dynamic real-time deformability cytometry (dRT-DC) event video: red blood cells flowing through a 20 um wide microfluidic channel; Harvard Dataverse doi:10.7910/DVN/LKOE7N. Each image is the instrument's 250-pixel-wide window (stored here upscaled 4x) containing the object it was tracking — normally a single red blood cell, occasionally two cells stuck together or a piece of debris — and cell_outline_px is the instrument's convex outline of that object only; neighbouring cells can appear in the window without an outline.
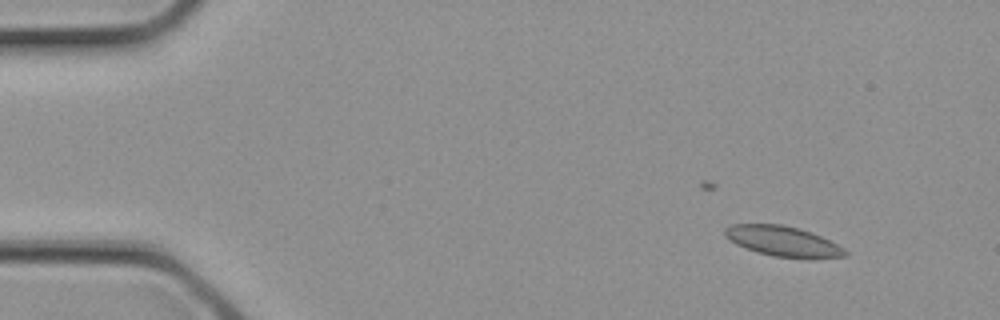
{"species": "common noctule bat (a hibernating species)", "species_latin": "Nyctalus noctula", "temperature_condition": "cold", "stored_images_in_passage": 2, "camera_frame_rate_fps": 3000, "um_per_image_px": 0.085, "animal": {"sex": "female", "body_mass_g": 21.9}, "frame": {"image": 1, "passage_image": 2, "time_ms": 0.333, "image_size_px": [1000, 320], "cell_outline_px": [[848, 256], [812, 260], [808, 260], [776, 256], [756, 252], [736, 244], [724, 236], [724, 228], [732, 224], [780, 224], [800, 228], [812, 232], [844, 248], [848, 252]], "centroid_in_image_um": [66.59, 20.53], "position_along_channel_um": 18.4, "area_um2": 21.56}}